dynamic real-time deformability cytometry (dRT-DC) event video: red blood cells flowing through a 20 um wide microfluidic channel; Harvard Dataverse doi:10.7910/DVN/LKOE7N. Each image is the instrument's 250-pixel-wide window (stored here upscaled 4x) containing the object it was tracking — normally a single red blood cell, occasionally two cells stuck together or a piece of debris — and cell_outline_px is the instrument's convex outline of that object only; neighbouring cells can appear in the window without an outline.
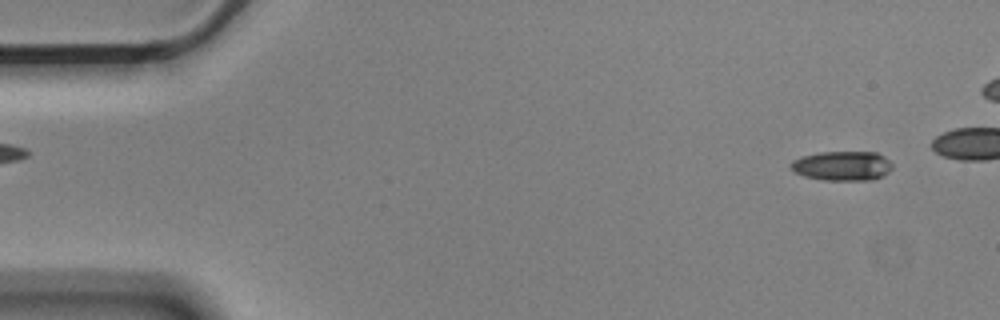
{"species": "Egyptian fruit bat (a non-hibernating species)", "species_latin": "Rousettus aegyptiacus", "temperature_condition": "cold", "stored_images_in_passage": 48, "camera_frame_rate_fps": 3000, "um_per_image_px": 0.085, "animal": {"sex": "male"}, "frame": {"image": 1, "passage_image": 3, "time_ms": 0.667, "image_size_px": [1000, 320], "cell_outline_px": [[892, 168], [888, 172], [872, 180], [824, 180], [804, 176], [796, 172], [788, 164], [792, 160], [800, 156], [820, 152], [876, 152], [884, 156], [892, 164]], "centroid_in_image_um": [71.57, 14.09], "position_along_channel_um": 13.4, "area_um2": 17.46}}
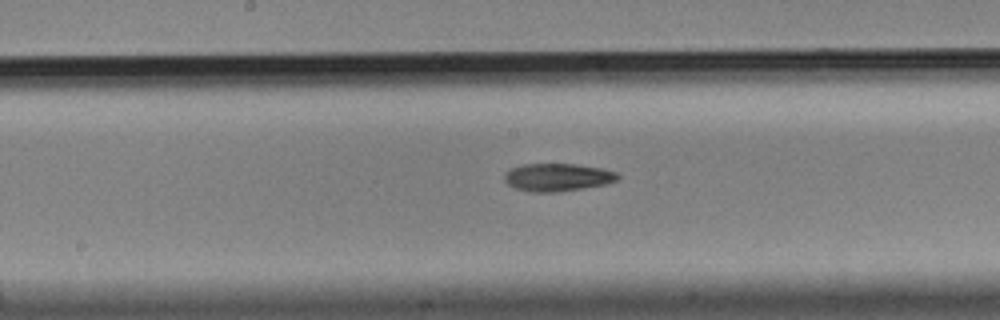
{"frame": {"image": 2, "passage_image": 28, "time_ms": 9.0, "image_size_px": [1000, 320], "cell_outline_px": [[620, 176], [616, 180], [608, 184], [560, 192], [532, 192], [516, 188], [508, 184], [504, 180], [504, 176], [512, 168], [524, 164], [576, 164], [600, 168], [616, 172]], "centroid_in_image_um": [47.42, 15.08], "position_along_channel_um": 200.8, "area_um2": 18.26}}
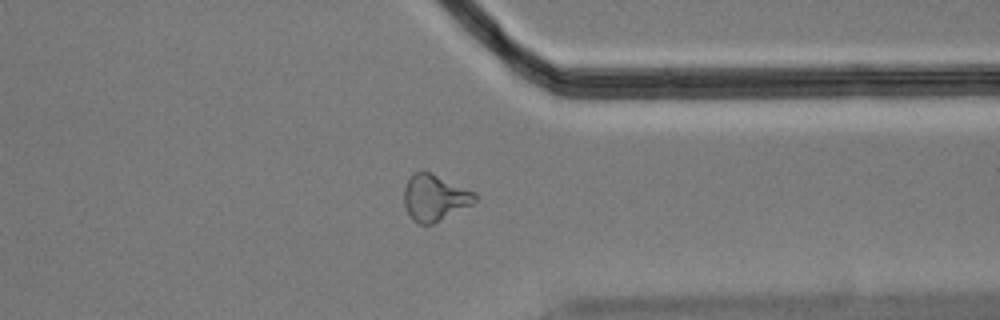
{"frame": {"image": 3, "passage_image": 43, "time_ms": 14.0, "image_size_px": [1000, 320], "cell_outline_px": [[476, 200], [472, 204], [432, 224], [416, 224], [408, 216], [404, 204], [404, 188], [412, 172], [428, 172], [476, 192]], "centroid_in_image_um": [36.91, 16.82], "position_along_channel_um": 374.5, "area_um2": 18.96}, "authors_computed_cell_mechanics": {"area_um2": 18.1203, "velocity_mm_per_s": 3.542, "shape_relaxation_time_tau1_ms": 5.1207, "shape_relaxation_time_tau2_ms": null, "deformation_change_tau1": 0.1386, "deformation_change_tau2": null}}